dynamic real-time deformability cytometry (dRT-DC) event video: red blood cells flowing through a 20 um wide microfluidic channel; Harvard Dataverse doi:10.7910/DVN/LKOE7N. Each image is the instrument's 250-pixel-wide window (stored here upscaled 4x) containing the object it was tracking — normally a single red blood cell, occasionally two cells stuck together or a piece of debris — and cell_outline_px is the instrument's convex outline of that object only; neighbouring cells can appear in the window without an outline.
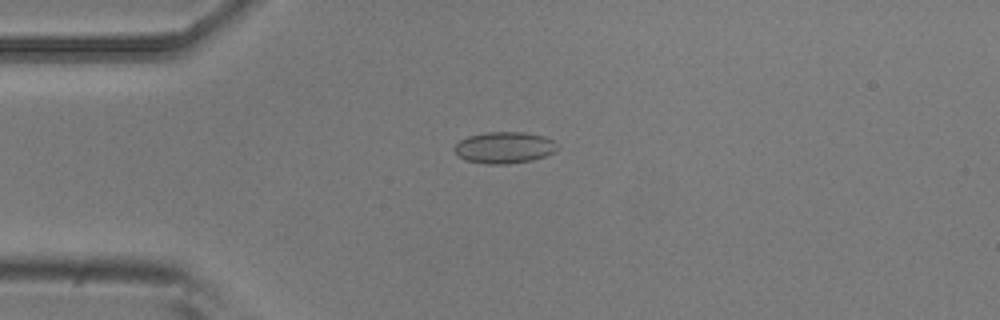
{"species": "common noctule bat (a hibernating species)", "species_latin": "Nyctalus noctula", "temperature_condition": "room temperature", "stored_images_in_passage": 6, "camera_frame_rate_fps": 3000, "um_per_image_px": 0.085, "animal": {"sex": "male", "body_mass_g": 20.5, "forearm_length_mm": 52.5}, "frame": {"image": 1, "passage_image": 4, "time_ms": 1.0, "image_size_px": [1000, 320], "cell_outline_px": [[556, 148], [552, 152], [544, 156], [532, 160], [508, 164], [484, 164], [464, 160], [456, 152], [456, 144], [460, 140], [468, 136], [484, 132], [524, 132], [544, 136], [552, 140]], "centroid_in_image_um": [42.83, 12.54], "position_along_channel_um": 42.2, "area_um2": 18.67}}
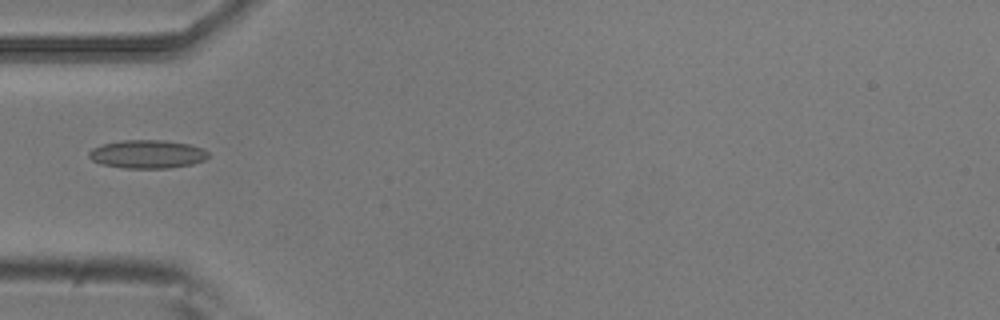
{"frame": {"image": 2, "passage_image": 5, "time_ms": 1.333, "image_size_px": [1000, 320], "cell_outline_px": [[208, 156], [204, 160], [192, 164], [168, 168], [124, 168], [100, 164], [92, 160], [88, 156], [88, 152], [92, 148], [104, 144], [120, 140], [164, 140], [192, 144], [204, 148], [208, 152]], "centroid_in_image_um": [12.53, 13.09], "position_along_channel_um": 72.5, "area_um2": 19.88}}
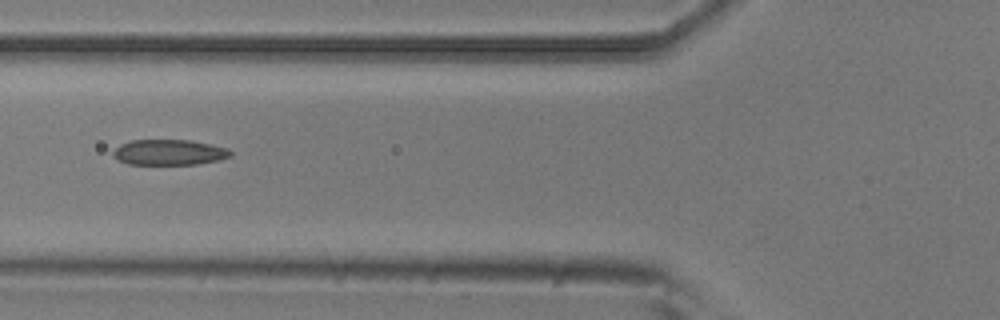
{"frame": {"image": 3, "passage_image": 6, "time_ms": 1.667, "image_size_px": [1000, 320], "cell_outline_px": [[232, 156], [220, 160], [196, 164], [128, 164], [112, 156], [112, 152], [120, 144], [132, 140], [188, 140], [228, 148], [232, 152]], "centroid_in_image_um": [14.38, 12.95], "position_along_channel_um": 111.4, "area_um2": 17.4}}